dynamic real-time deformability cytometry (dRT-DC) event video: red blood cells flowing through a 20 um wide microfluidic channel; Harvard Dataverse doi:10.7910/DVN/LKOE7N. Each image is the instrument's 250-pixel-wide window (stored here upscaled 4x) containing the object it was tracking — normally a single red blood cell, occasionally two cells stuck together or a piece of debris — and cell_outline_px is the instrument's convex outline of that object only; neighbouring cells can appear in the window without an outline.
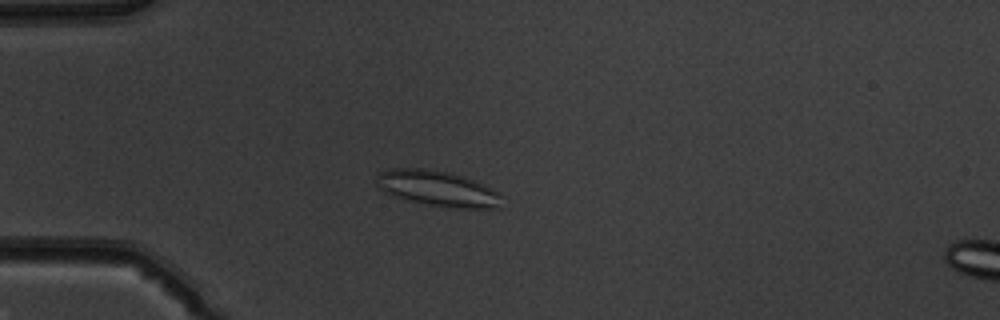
{"species": "common noctule bat (a hibernating species)", "species_latin": "Nyctalus noctula", "temperature_condition": "warm", "stored_images_in_passage": 39, "camera_frame_rate_fps": 3000, "um_per_image_px": 0.085, "animal": {"sex": "male", "body_mass_g": 19.5, "forearm_length_mm": 54.6}, "frame": {"image": 1, "passage_image": 3, "time_ms": 0.667, "image_size_px": [1000, 320], "cell_outline_px": [[500, 208], [452, 208], [424, 204], [388, 192], [380, 188], [376, 184], [376, 176], [380, 172], [388, 168], [424, 168], [448, 172], [464, 176], [500, 192]], "centroid_in_image_um": [37.22, 16.01], "position_along_channel_um": 47.8, "area_um2": 25.66}}
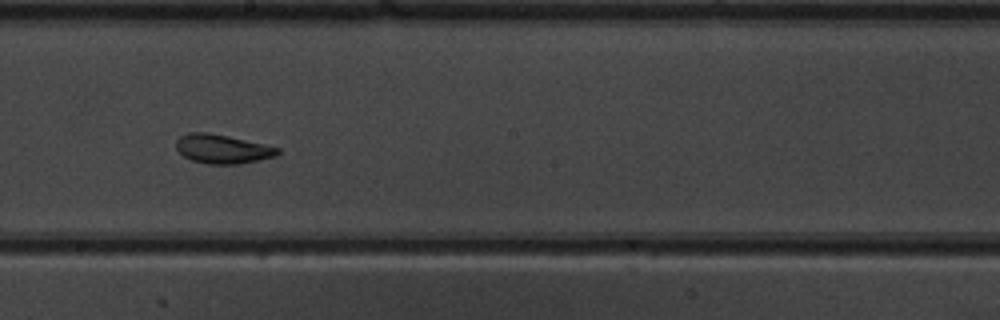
{"frame": {"image": 2, "passage_image": 18, "time_ms": 5.667, "image_size_px": [1000, 320], "cell_outline_px": [[280, 152], [276, 156], [260, 160], [236, 164], [208, 164], [192, 160], [184, 156], [176, 148], [176, 140], [180, 136], [188, 132], [208, 132], [228, 136], [264, 144], [280, 148]], "centroid_in_image_um": [18.9, 12.65], "position_along_channel_um": 229.3, "area_um2": 17.17}}
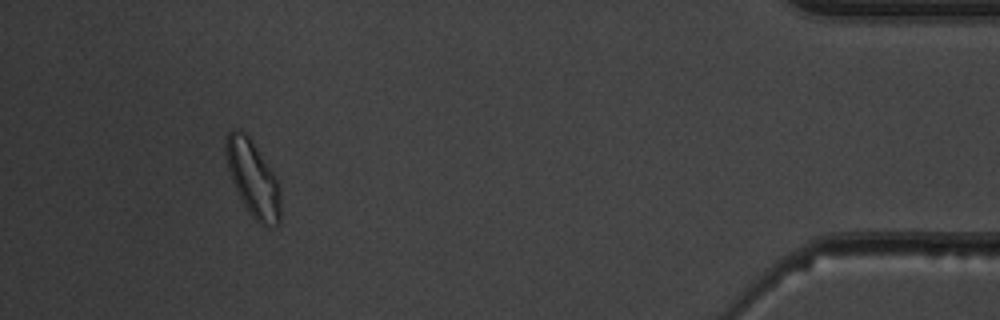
{"frame": {"image": 3, "passage_image": 36, "time_ms": 11.667, "image_size_px": [1000, 320], "cell_outline_px": [[280, 224], [264, 228], [248, 212], [228, 172], [224, 156], [224, 140], [228, 132], [236, 128], [244, 132], [248, 136], [276, 176], [280, 192]], "centroid_in_image_um": [21.48, 15.18], "position_along_channel_um": 413.7, "area_um2": 24.33}, "authors_computed_cell_mechanics": {"area_um2": 17.9758, "velocity_mm_per_s": 4.0292, "shape_relaxation_time_tau1_ms": 9.5762, "shape_relaxation_time_tau2_ms": 2.8572, "deformation_change_tau1": 0.1717, "deformation_change_tau2": 0.1081}}